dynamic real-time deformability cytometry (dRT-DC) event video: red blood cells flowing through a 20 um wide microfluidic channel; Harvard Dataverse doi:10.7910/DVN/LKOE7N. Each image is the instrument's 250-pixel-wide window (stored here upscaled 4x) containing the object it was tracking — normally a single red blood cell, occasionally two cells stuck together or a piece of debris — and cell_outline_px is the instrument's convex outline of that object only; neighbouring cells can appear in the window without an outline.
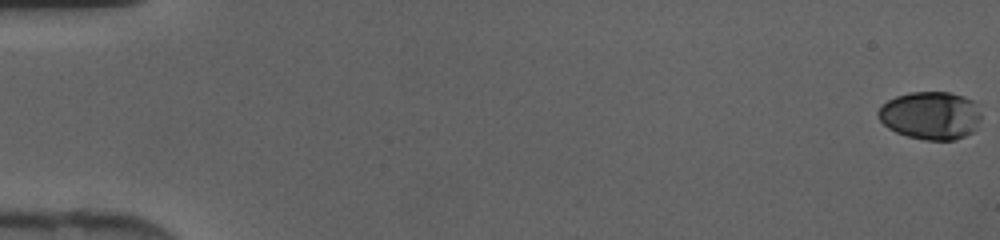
{"species": "human", "species_latin": "Homo sapiens", "temperature_condition": "cold", "stored_images_in_passage": 47, "camera_frame_rate_fps": 3000, "um_per_image_px": 0.085, "donor": {"sex": "female"}, "frame": {"image": 1, "passage_image": 1, "time_ms": 0.0, "image_size_px": [1000, 240], "cell_outline_px": [[980, 120], [976, 128], [972, 132], [956, 140], [924, 140], [908, 136], [896, 132], [888, 128], [880, 120], [876, 112], [888, 100], [896, 96], [912, 92], [948, 92], [964, 96], [972, 100], [976, 104], [980, 112]], "centroid_in_image_um": [79.11, 9.82], "position_along_channel_um": 5.9, "area_um2": 28.78}}
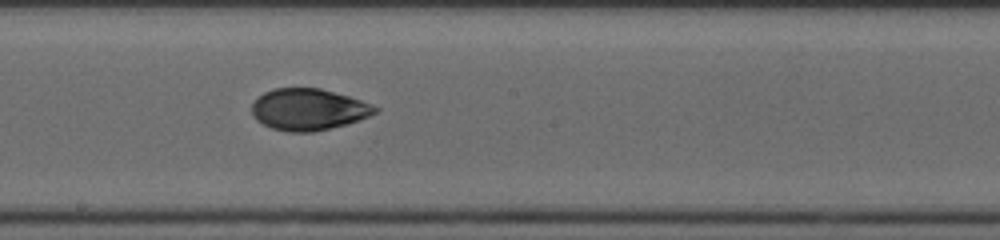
{"frame": {"image": 2, "passage_image": 27, "time_ms": 8.667, "image_size_px": [1000, 240], "cell_outline_px": [[380, 112], [360, 120], [348, 124], [312, 132], [288, 132], [272, 128], [256, 120], [252, 116], [252, 104], [264, 92], [272, 88], [320, 88], [348, 96], [372, 104], [380, 108]], "centroid_in_image_um": [26.25, 9.31], "position_along_channel_um": 222.0, "area_um2": 30.0}}
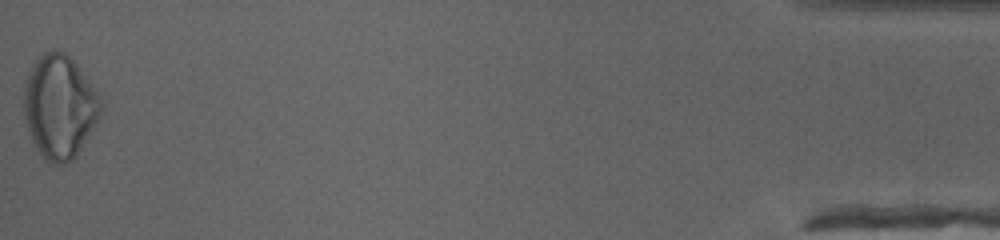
{"frame": {"image": 3, "passage_image": 47, "time_ms": 15.333, "image_size_px": [1000, 240], "cell_outline_px": [[104, 112], [76, 156], [68, 164], [56, 164], [44, 160], [32, 140], [24, 116], [24, 88], [28, 72], [32, 64], [44, 52], [56, 48], [64, 52], [76, 64], [96, 88], [104, 104]], "centroid_in_image_um": [5.1, 9.07], "position_along_channel_um": 430.1, "area_um2": 46.93}}